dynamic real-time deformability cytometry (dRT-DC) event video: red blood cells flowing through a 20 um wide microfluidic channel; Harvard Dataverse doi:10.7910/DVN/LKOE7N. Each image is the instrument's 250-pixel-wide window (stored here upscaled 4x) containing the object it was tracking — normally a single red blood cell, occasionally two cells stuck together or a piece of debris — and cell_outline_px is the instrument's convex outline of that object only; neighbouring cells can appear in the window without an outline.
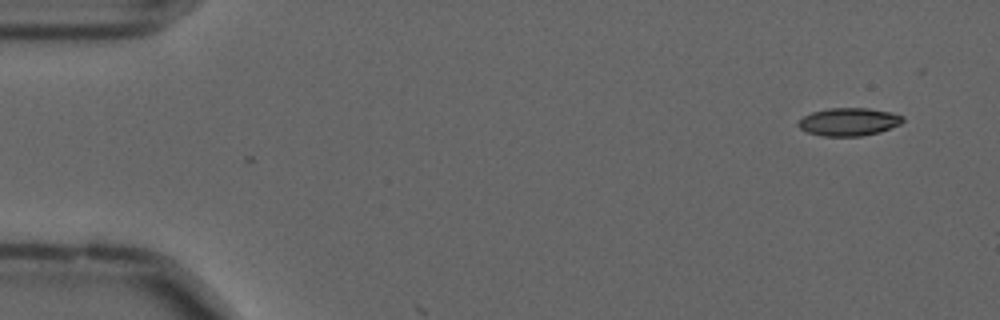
{"species": "common noctule bat (a hibernating species)", "species_latin": "Nyctalus noctula", "temperature_condition": "cold", "stored_images_in_passage": 2, "camera_frame_rate_fps": 3000, "um_per_image_px": 0.085, "animal": {"sex": "male", "forearm_length_mm": 52.5}, "frame": {"image": 1, "passage_image": 2, "time_ms": 0.333, "image_size_px": [1000, 320], "cell_outline_px": [[904, 120], [900, 124], [880, 132], [860, 136], [820, 136], [808, 132], [800, 128], [796, 124], [804, 116], [812, 112], [828, 108], [868, 108], [892, 112], [904, 116]], "centroid_in_image_um": [72.16, 10.35], "position_along_channel_um": 12.8, "area_um2": 17.05}}